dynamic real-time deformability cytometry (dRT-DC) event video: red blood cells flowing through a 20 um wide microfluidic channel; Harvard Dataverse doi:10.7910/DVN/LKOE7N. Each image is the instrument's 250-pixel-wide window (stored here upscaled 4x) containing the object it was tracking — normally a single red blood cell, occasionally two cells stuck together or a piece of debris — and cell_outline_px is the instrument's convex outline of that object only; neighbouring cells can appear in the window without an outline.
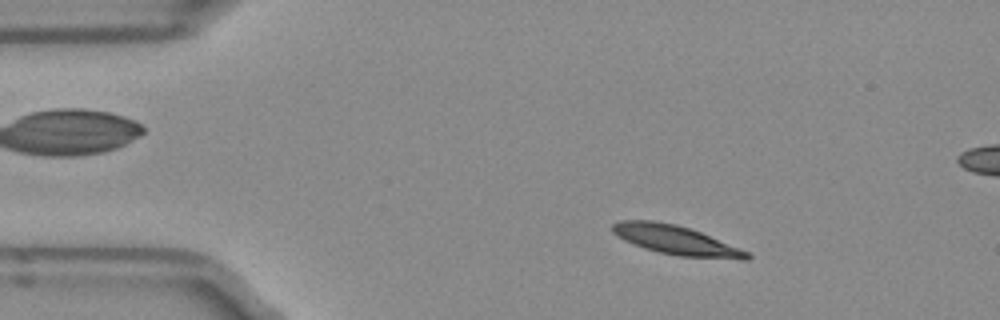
{"species": "Egyptian fruit bat (a non-hibernating species)", "species_latin": "Rousettus aegyptiacus", "temperature_condition": "room temperature", "stored_images_in_passage": 52, "camera_frame_rate_fps": 3000, "um_per_image_px": 0.085, "frame": {"image": 1, "passage_image": 8, "time_ms": 2.333, "image_size_px": [1000, 320], "cell_outline_px": [[752, 256], [748, 260], [740, 260], [680, 256], [660, 252], [644, 248], [624, 240], [616, 236], [612, 232], [612, 224], [620, 220], [652, 220], [676, 224], [700, 232], [740, 248], [748, 252]], "centroid_in_image_um": [57.46, 20.41], "position_along_channel_um": 27.5, "area_um2": 22.83}}
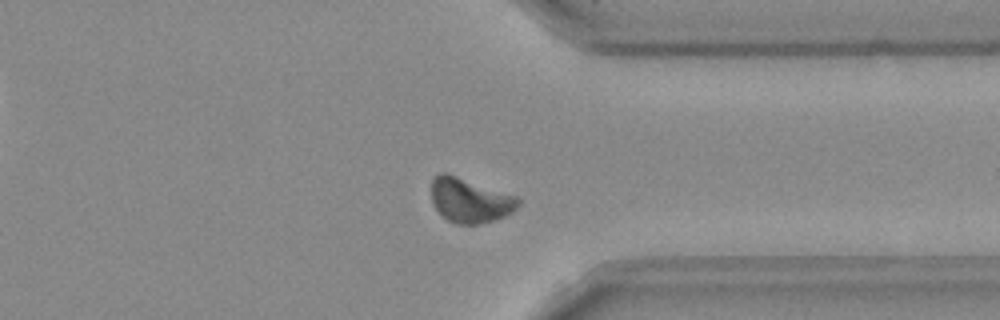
{"frame": {"image": 2, "passage_image": 39, "time_ms": 12.667, "image_size_px": [1000, 320], "cell_outline_px": [[520, 204], [512, 212], [504, 216], [480, 224], [456, 224], [448, 220], [436, 208], [432, 200], [432, 180], [440, 172], [444, 172], [520, 196]], "centroid_in_image_um": [39.99, 17.02], "position_along_channel_um": 371.4, "area_um2": 22.48}}
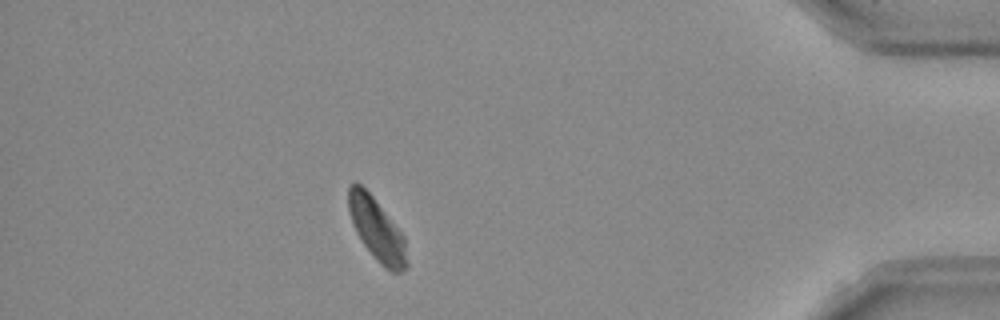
{"frame": {"image": 3, "passage_image": 45, "time_ms": 14.667, "image_size_px": [1000, 320], "cell_outline_px": [[408, 264], [400, 272], [392, 272], [380, 264], [376, 260], [364, 244], [356, 232], [352, 224], [348, 208], [348, 184], [352, 180], [356, 180], [372, 196], [404, 236]], "centroid_in_image_um": [31.99, 19.47], "position_along_channel_um": 403.2, "area_um2": 21.1}, "authors_computed_cell_mechanics": {"area_um2": 22.4553, "velocity_mm_per_s": 3.8942, "shape_relaxation_time_tau1_ms": 7.1699, "shape_relaxation_time_tau2_ms": null, "deformation_change_tau1": 0.1481, "deformation_change_tau2": null}}